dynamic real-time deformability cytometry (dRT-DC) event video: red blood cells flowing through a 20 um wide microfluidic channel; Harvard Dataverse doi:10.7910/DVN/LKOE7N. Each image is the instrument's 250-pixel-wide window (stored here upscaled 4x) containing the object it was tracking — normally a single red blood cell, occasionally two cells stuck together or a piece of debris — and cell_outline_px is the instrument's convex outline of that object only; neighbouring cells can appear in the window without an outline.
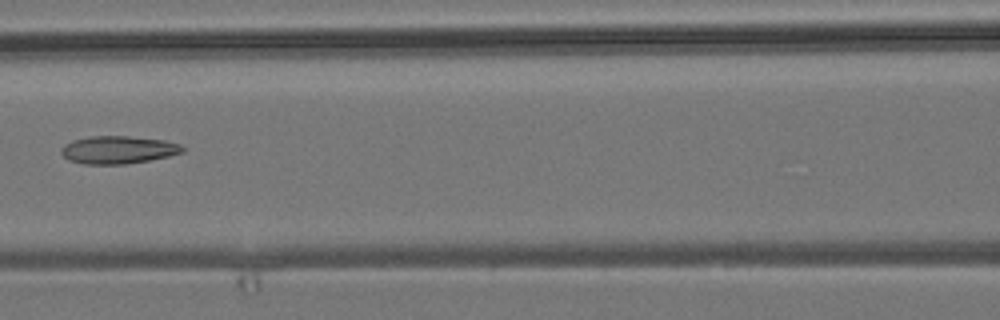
{"species": "common noctule bat (a hibernating species)", "species_latin": "Nyctalus noctula", "temperature_condition": "room temperature", "stored_images_in_passage": 5, "camera_frame_rate_fps": 3000, "um_per_image_px": 0.085, "animal": {"sex": "male", "body_mass_g": 19.2, "forearm_length_mm": 51.8}, "frame": {"image": 1, "passage_image": 5, "time_ms": 4.667, "image_size_px": [1000, 320], "cell_outline_px": [[184, 152], [168, 156], [148, 160], [124, 164], [84, 164], [68, 160], [60, 152], [60, 148], [64, 144], [72, 140], [88, 136], [128, 136], [164, 140], [180, 144], [184, 148]], "centroid_in_image_um": [10.0, 12.73], "position_along_channel_um": 156.6, "area_um2": 19.65}}